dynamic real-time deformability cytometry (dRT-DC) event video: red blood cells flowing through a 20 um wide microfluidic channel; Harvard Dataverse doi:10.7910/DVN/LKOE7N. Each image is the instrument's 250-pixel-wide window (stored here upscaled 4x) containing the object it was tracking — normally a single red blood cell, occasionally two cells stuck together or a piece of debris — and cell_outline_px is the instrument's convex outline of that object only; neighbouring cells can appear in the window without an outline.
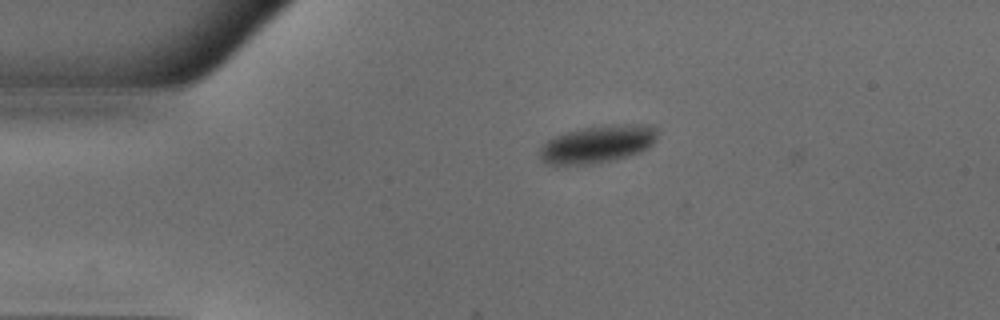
{"species": "common noctule bat (a hibernating species)", "species_latin": "Nyctalus noctula", "temperature_condition": "warm", "stored_images_in_passage": 44, "camera_frame_rate_fps": 3000, "um_per_image_px": 0.085, "animal": {"sex": "male", "body_mass_g": 18.8}, "frame": {"image": 1, "passage_image": 6, "time_ms": 1.667, "image_size_px": [1000, 320], "cell_outline_px": [[656, 140], [648, 148], [640, 152], [628, 156], [612, 160], [592, 164], [564, 168], [556, 168], [544, 164], [540, 160], [540, 148], [548, 140], [556, 136], [568, 132], [584, 128], [604, 124], [644, 124], [656, 128]], "centroid_in_image_um": [50.72, 12.3], "position_along_channel_um": 34.3, "area_um2": 26.47}}
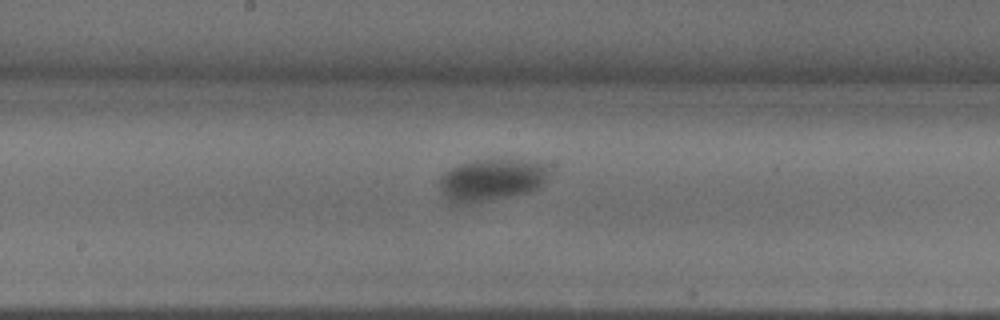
{"frame": {"image": 2, "passage_image": 22, "time_ms": 7.0, "image_size_px": [1000, 320], "cell_outline_px": [[548, 172], [544, 180], [536, 188], [528, 192], [508, 196], [484, 200], [456, 204], [448, 204], [440, 188], [440, 176], [444, 172], [460, 164], [476, 160], [536, 160], [548, 164]], "centroid_in_image_um": [41.75, 15.27], "position_along_channel_um": 206.5, "area_um2": 26.47}}
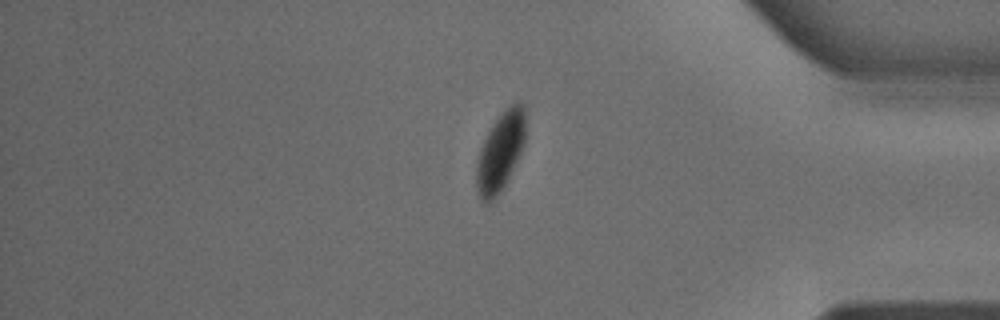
{"frame": {"image": 3, "passage_image": 38, "time_ms": 12.333, "image_size_px": [1000, 320], "cell_outline_px": [[524, 144], [504, 184], [496, 196], [488, 204], [484, 204], [480, 200], [476, 188], [476, 164], [480, 148], [492, 124], [500, 112], [508, 104], [524, 104]], "centroid_in_image_um": [42.48, 12.89], "position_along_channel_um": 392.7, "area_um2": 22.2}, "authors_computed_cell_mechanics": {"area_um2": 26.588, "velocity_mm_per_s": 3.9597, "shape_relaxation_time_tau1_ms": 6.0062, "shape_relaxation_time_tau2_ms": null, "deformation_change_tau1": 0.1008, "deformation_change_tau2": null}}